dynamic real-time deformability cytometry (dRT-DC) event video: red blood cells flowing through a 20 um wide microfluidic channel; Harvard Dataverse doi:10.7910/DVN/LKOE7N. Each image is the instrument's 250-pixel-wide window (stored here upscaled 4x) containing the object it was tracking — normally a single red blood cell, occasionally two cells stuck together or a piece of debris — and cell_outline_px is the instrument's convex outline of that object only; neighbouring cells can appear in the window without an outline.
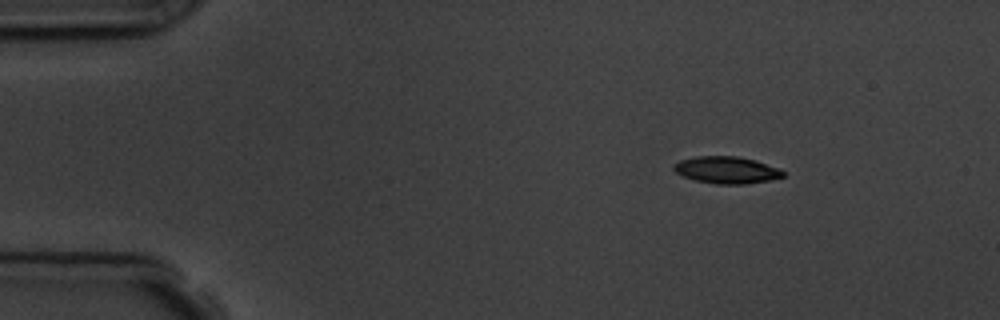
{"species": "common noctule bat (a hibernating species)", "species_latin": "Nyctalus noctula", "temperature_condition": "room temperature", "stored_images_in_passage": 6, "camera_frame_rate_fps": 3000, "um_per_image_px": 0.085, "animal": {"sex": "male", "body_mass_g": 19.5, "forearm_length_mm": 54.6}, "frame": {"image": 1, "passage_image": 1, "time_ms": 0.0, "image_size_px": [1000, 320], "cell_outline_px": [[784, 176], [772, 180], [744, 184], [716, 184], [696, 180], [684, 176], [676, 172], [672, 168], [680, 160], [696, 156], [736, 156], [756, 160], [776, 168], [784, 172]], "centroid_in_image_um": [61.76, 14.45], "position_along_channel_um": 23.2, "area_um2": 16.99}}
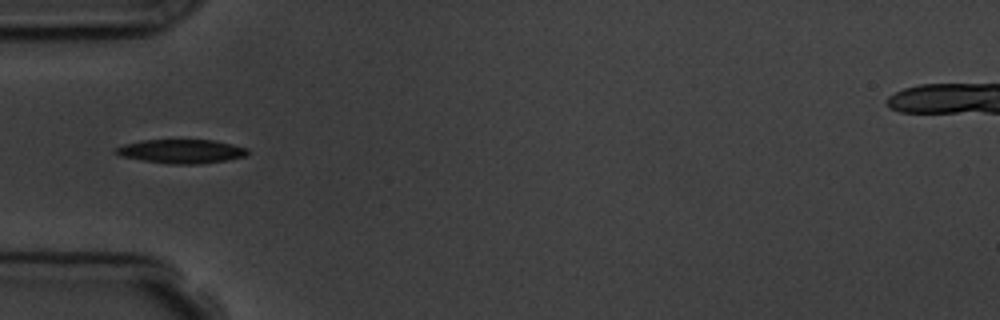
{"frame": {"image": 2, "passage_image": 3, "time_ms": 3.333, "image_size_px": [1000, 320], "cell_outline_px": [[248, 152], [244, 156], [228, 160], [200, 164], [168, 164], [120, 156], [112, 152], [112, 148], [124, 144], [144, 140], [212, 140], [232, 144], [248, 148]], "centroid_in_image_um": [15.37, 12.86], "position_along_channel_um": 69.6, "area_um2": 18.44}}